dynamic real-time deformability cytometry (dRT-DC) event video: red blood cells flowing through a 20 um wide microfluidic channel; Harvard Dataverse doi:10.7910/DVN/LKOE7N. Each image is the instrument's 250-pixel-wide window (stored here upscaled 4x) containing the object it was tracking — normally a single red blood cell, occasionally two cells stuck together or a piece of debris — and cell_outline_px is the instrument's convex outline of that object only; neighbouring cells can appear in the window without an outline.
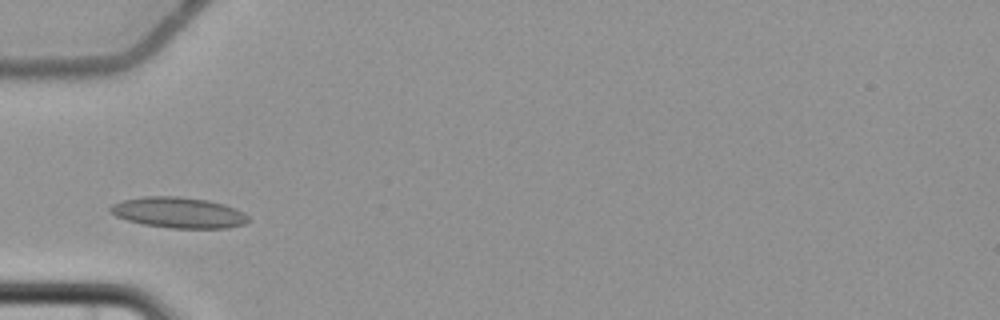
{"species": "common noctule bat (a hibernating species)", "species_latin": "Nyctalus noctula", "temperature_condition": "cold", "stored_images_in_passage": 4, "camera_frame_rate_fps": 3000, "um_per_image_px": 0.085, "animal": {"sex": "female", "body_mass_g": 22.7, "forearm_length_mm": 54.2}, "frame": {"image": 1, "passage_image": 3, "time_ms": 2.333, "image_size_px": [1000, 320], "cell_outline_px": [[248, 220], [244, 224], [228, 228], [168, 228], [144, 224], [128, 220], [116, 216], [108, 212], [108, 208], [112, 204], [120, 200], [144, 196], [180, 196], [208, 200], [224, 204], [236, 208], [244, 212], [248, 216]], "centroid_in_image_um": [15.16, 18.06], "position_along_channel_um": 69.8, "area_um2": 24.97}}
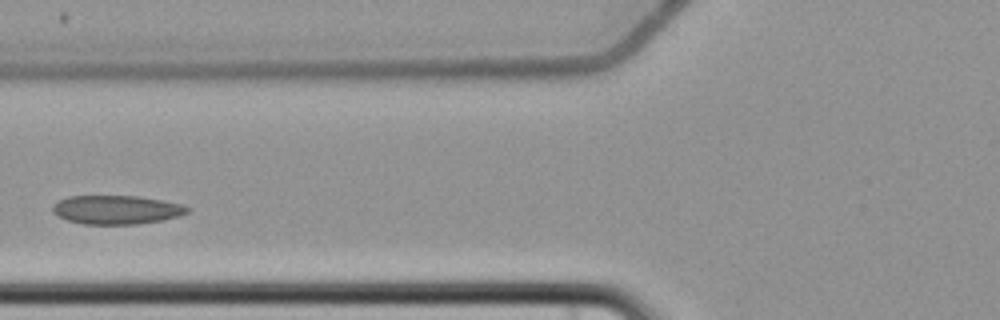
{"frame": {"image": 2, "passage_image": 4, "time_ms": 3.667, "image_size_px": [1000, 320], "cell_outline_px": [[192, 208], [188, 212], [180, 216], [160, 220], [136, 224], [84, 224], [68, 220], [52, 212], [52, 208], [60, 200], [68, 196], [140, 196], [180, 204]], "centroid_in_image_um": [9.93, 17.82], "position_along_channel_um": 115.9, "area_um2": 22.37}}